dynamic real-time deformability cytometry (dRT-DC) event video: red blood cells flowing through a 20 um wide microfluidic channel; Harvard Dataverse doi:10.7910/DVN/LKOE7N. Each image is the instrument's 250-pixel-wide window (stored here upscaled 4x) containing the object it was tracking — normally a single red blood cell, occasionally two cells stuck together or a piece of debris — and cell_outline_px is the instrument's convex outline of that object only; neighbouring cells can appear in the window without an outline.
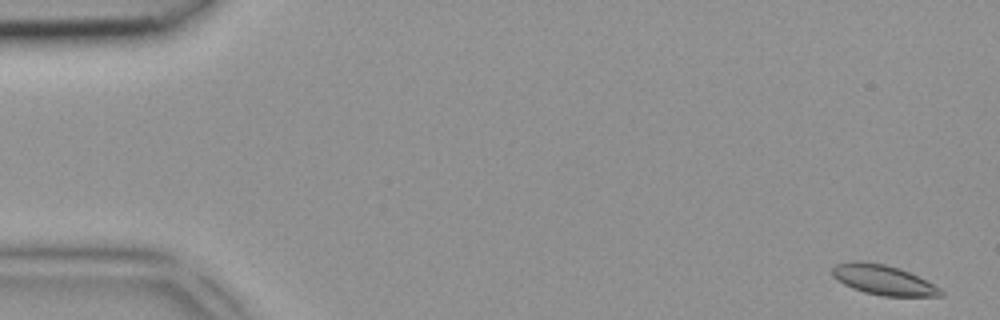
{"species": "common noctule bat (a hibernating species)", "species_latin": "Nyctalus noctula", "temperature_condition": "room temperature", "stored_images_in_passage": 6, "camera_frame_rate_fps": 3000, "um_per_image_px": 0.085, "animal": {"sex": "female", "body_mass_g": 18.4}, "frame": {"image": 1, "passage_image": 1, "time_ms": 0.0, "image_size_px": [1000, 320], "cell_outline_px": [[944, 296], [880, 296], [864, 292], [852, 288], [836, 280], [832, 276], [832, 268], [836, 264], [852, 260], [860, 260], [884, 264], [908, 272], [940, 288], [944, 292]], "centroid_in_image_um": [75.02, 23.79], "position_along_channel_um": 10.0, "area_um2": 18.84}}
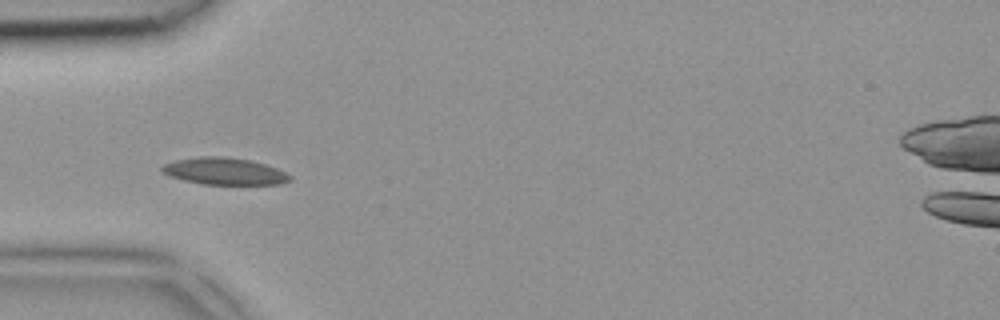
{"frame": {"image": 2, "passage_image": 4, "time_ms": 1.0, "image_size_px": [1000, 320], "cell_outline_px": [[292, 180], [280, 184], [204, 184], [184, 180], [168, 176], [160, 172], [160, 168], [164, 164], [172, 160], [200, 156], [228, 156], [248, 160], [264, 164], [276, 168], [292, 176]], "centroid_in_image_um": [19.02, 14.55], "position_along_channel_um": 66.0, "area_um2": 20.23}}